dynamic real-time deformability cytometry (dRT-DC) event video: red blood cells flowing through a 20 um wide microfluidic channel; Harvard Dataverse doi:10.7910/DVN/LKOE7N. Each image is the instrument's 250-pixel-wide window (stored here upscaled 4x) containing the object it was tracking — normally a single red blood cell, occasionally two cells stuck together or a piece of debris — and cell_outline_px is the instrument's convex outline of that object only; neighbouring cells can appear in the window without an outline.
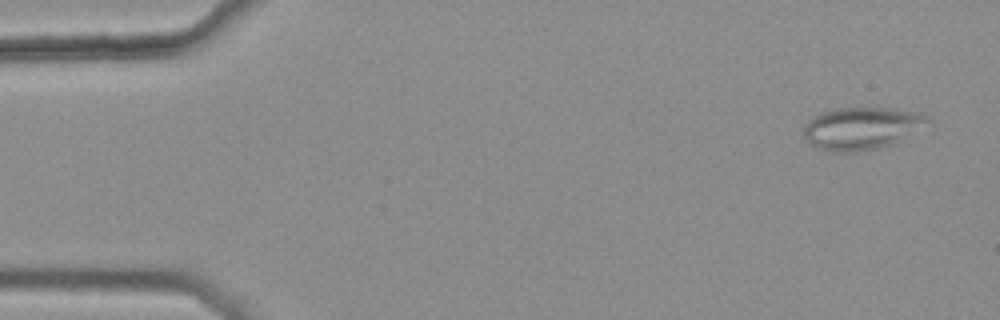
{"species": "common noctule bat (a hibernating species)", "species_latin": "Nyctalus noctula", "temperature_condition": "warm", "stored_images_in_passage": 47, "camera_frame_rate_fps": 3000, "um_per_image_px": 0.085, "animal": {"sex": "female", "body_mass_g": 25.1}, "frame": {"image": 1, "passage_image": 3, "time_ms": 0.667, "image_size_px": [1000, 320], "cell_outline_px": [[932, 120], [896, 144], [880, 148], [852, 152], [836, 152], [816, 148], [804, 136], [804, 124], [808, 120], [820, 112], [836, 108], [892, 108], [920, 112], [928, 116]], "centroid_in_image_um": [73.25, 10.9], "position_along_channel_um": 11.7, "area_um2": 30.87}}
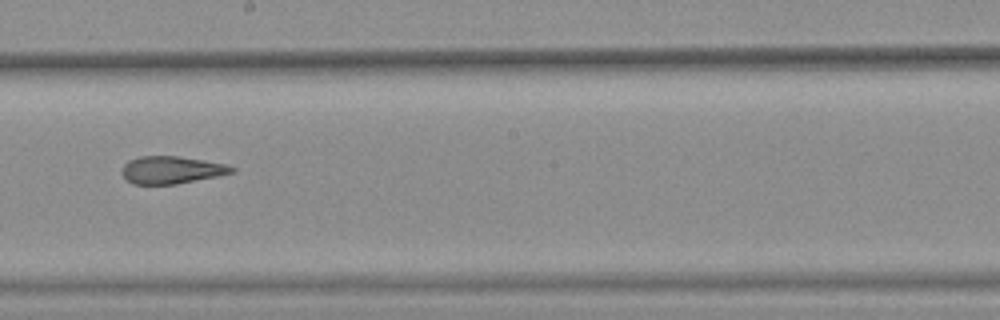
{"frame": {"image": 2, "passage_image": 30, "time_ms": 9.667, "image_size_px": [1000, 320], "cell_outline_px": [[236, 172], [220, 176], [176, 184], [132, 184], [120, 172], [124, 164], [128, 160], [140, 156], [176, 156], [204, 160], [228, 164], [236, 168]], "centroid_in_image_um": [14.62, 14.44], "position_along_channel_um": 233.6, "area_um2": 17.8}}
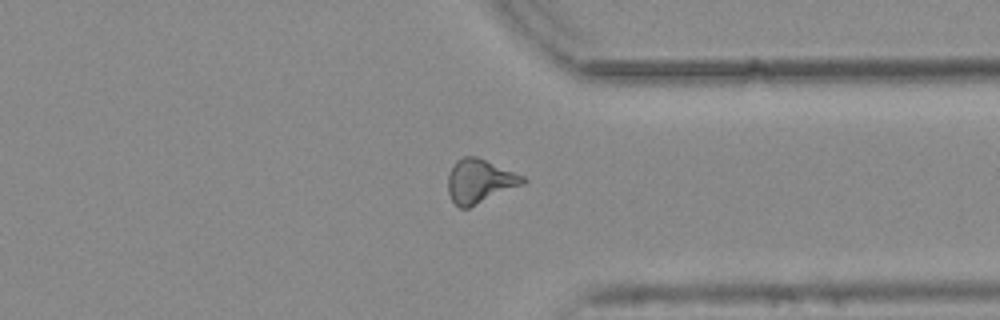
{"frame": {"image": 3, "passage_image": 41, "time_ms": 13.333, "image_size_px": [1000, 320], "cell_outline_px": [[528, 180], [524, 184], [468, 208], [460, 208], [452, 200], [448, 192], [448, 176], [452, 164], [456, 160], [464, 156], [476, 156], [524, 176]], "centroid_in_image_um": [40.76, 15.39], "position_along_channel_um": 370.6, "area_um2": 19.07}, "authors_computed_cell_mechanics": {"area_um2": 18.9584, "velocity_mm_per_s": 3.7853, "shape_relaxation_time_tau1_ms": null, "shape_relaxation_time_tau2_ms": 2.708, "deformation_change_tau1": null, "deformation_change_tau2": 0.118}}